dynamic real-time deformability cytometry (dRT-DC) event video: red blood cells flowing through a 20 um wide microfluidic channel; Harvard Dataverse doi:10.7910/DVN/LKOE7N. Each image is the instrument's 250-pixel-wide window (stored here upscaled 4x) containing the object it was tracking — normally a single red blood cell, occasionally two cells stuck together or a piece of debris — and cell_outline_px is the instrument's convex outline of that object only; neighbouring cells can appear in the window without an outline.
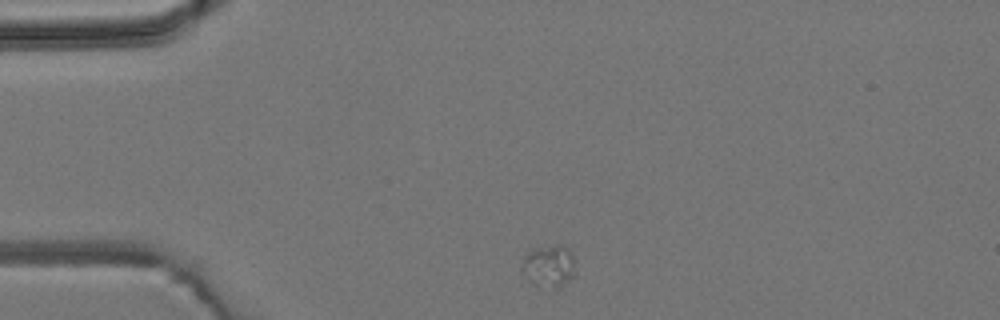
{"species": "common noctule bat (a hibernating species)", "species_latin": "Nyctalus noctula", "temperature_condition": "room temperature", "stored_images_in_passage": 3, "camera_frame_rate_fps": 3000, "um_per_image_px": 0.085, "animal": {"sex": "male", "body_mass_g": 19.2, "forearm_length_mm": 51.8}, "frame": {"image": 1, "passage_image": 1, "time_ms": 0.0, "image_size_px": [1000, 320], "cell_outline_px": [[572, 276], [568, 280], [556, 288], [540, 288], [532, 284], [528, 280], [524, 268], [524, 256], [528, 252], [536, 248], [560, 244], [568, 248], [572, 252]], "centroid_in_image_um": [46.64, 22.62], "position_along_channel_um": 38.4, "area_um2": 12.66}}